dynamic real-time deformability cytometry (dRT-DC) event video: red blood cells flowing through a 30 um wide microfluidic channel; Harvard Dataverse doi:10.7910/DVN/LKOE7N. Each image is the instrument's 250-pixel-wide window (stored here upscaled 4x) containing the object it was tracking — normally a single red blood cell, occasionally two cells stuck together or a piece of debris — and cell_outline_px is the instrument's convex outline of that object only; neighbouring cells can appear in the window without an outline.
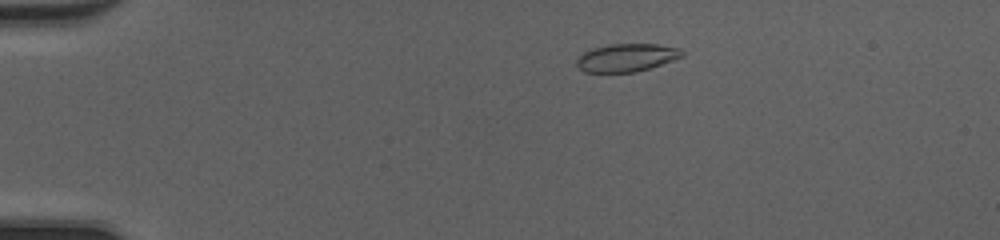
{"species": "common noctule bat (a hibernating species)", "species_latin": "Nyctalus noctula", "temperature_condition": "cold", "stored_images_in_passage": 48, "camera_frame_rate_fps": 3000, "um_per_image_px": 0.085, "animal": {"sex": "female", "body_mass_g": 20.0, "forearm_length_mm": 54.0}, "frame": {"image": 1, "passage_image": 8, "time_ms": 2.333, "image_size_px": [1000, 240], "cell_outline_px": [[684, 56], [636, 72], [584, 72], [576, 64], [576, 60], [584, 52], [592, 48], [612, 44], [656, 44], [680, 48], [684, 52]], "centroid_in_image_um": [53.26, 4.89], "position_along_channel_um": 31.7, "area_um2": 16.99}}
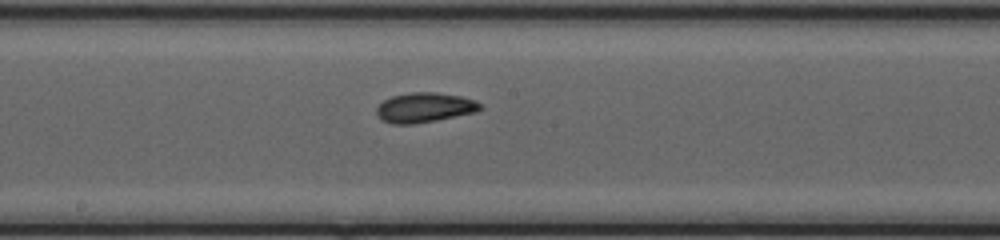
{"frame": {"image": 2, "passage_image": 26, "time_ms": 8.333, "image_size_px": [1000, 240], "cell_outline_px": [[484, 108], [476, 112], [436, 120], [412, 124], [392, 124], [384, 120], [376, 112], [376, 108], [384, 100], [392, 96], [412, 92], [436, 92], [460, 96], [476, 100]], "centroid_in_image_um": [36.12, 9.13], "position_along_channel_um": 212.1, "area_um2": 17.86}}
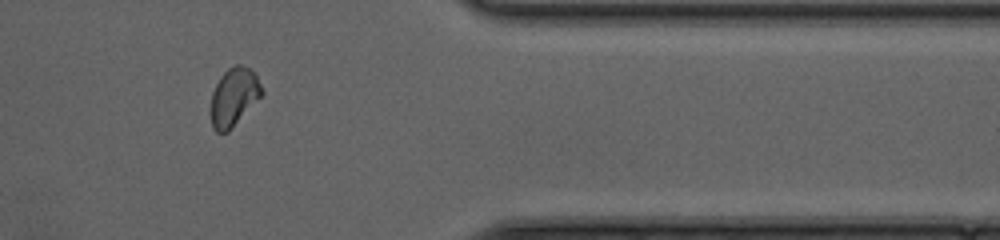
{"frame": {"image": 3, "passage_image": 40, "time_ms": 13.0, "image_size_px": [1000, 240], "cell_outline_px": [[264, 92], [232, 128], [228, 132], [216, 132], [212, 128], [212, 92], [220, 76], [228, 68], [236, 64], [240, 64], [248, 68], [256, 76]], "centroid_in_image_um": [19.87, 8.23], "position_along_channel_um": 391.5, "area_um2": 16.88}, "authors_computed_cell_mechanics": {"area_um2": 17.1666, "velocity_mm_per_s": 4.1809, "shape_relaxation_time_tau1_ms": 3.8194, "shape_relaxation_time_tau2_ms": 6.7142, "deformation_change_tau1": 0.1181, "deformation_change_tau2": 0.1432}}